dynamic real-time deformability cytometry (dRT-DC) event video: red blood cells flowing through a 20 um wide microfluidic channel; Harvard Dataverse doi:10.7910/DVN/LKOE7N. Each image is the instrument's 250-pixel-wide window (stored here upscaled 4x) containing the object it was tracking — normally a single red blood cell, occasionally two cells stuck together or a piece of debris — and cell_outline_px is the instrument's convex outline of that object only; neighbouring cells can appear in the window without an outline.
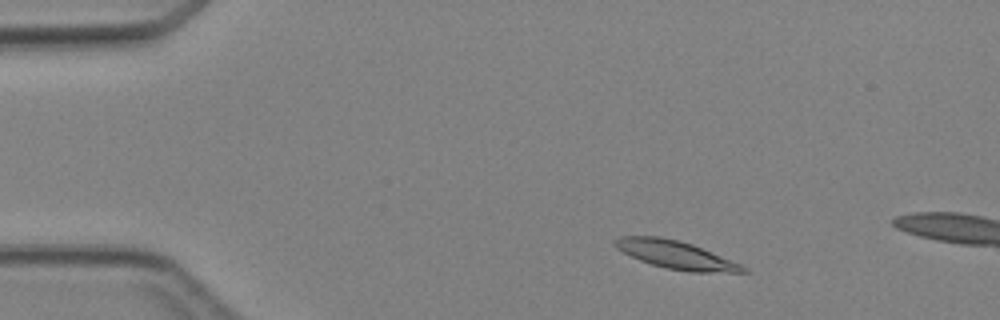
{"species": "Egyptian fruit bat (a non-hibernating species)", "species_latin": "Rousettus aegyptiacus", "temperature_condition": "cold", "stored_images_in_passage": 3, "camera_frame_rate_fps": 3000, "um_per_image_px": 0.085, "animal": {"sex": "female"}, "frame": {"image": 1, "passage_image": 1, "time_ms": 0.0, "image_size_px": [1000, 320], "cell_outline_px": [[748, 272], [688, 272], [664, 268], [640, 260], [616, 248], [612, 244], [612, 240], [620, 236], [660, 236], [680, 240], [692, 244], [740, 264], [748, 268]], "centroid_in_image_um": [57.4, 21.65], "position_along_channel_um": 27.6, "area_um2": 20.87}}